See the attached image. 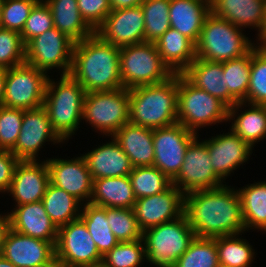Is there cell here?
Returning <instances> with one entry per match:
<instances>
[{
	"mask_svg": "<svg viewBox=\"0 0 266 267\" xmlns=\"http://www.w3.org/2000/svg\"><path fill=\"white\" fill-rule=\"evenodd\" d=\"M245 102L266 105V50L257 44L252 48L250 83Z\"/></svg>",
	"mask_w": 266,
	"mask_h": 267,
	"instance_id": "obj_40",
	"label": "cell"
},
{
	"mask_svg": "<svg viewBox=\"0 0 266 267\" xmlns=\"http://www.w3.org/2000/svg\"><path fill=\"white\" fill-rule=\"evenodd\" d=\"M69 75L86 93L123 88L120 48L103 41L96 33L75 43Z\"/></svg>",
	"mask_w": 266,
	"mask_h": 267,
	"instance_id": "obj_2",
	"label": "cell"
},
{
	"mask_svg": "<svg viewBox=\"0 0 266 267\" xmlns=\"http://www.w3.org/2000/svg\"><path fill=\"white\" fill-rule=\"evenodd\" d=\"M134 212L142 232L177 219L184 213V194L173 184L165 191L136 199Z\"/></svg>",
	"mask_w": 266,
	"mask_h": 267,
	"instance_id": "obj_17",
	"label": "cell"
},
{
	"mask_svg": "<svg viewBox=\"0 0 266 267\" xmlns=\"http://www.w3.org/2000/svg\"><path fill=\"white\" fill-rule=\"evenodd\" d=\"M145 42H155L170 28V0H143Z\"/></svg>",
	"mask_w": 266,
	"mask_h": 267,
	"instance_id": "obj_38",
	"label": "cell"
},
{
	"mask_svg": "<svg viewBox=\"0 0 266 267\" xmlns=\"http://www.w3.org/2000/svg\"><path fill=\"white\" fill-rule=\"evenodd\" d=\"M111 141L80 154L86 161L92 180L108 177L128 176L133 169L129 157L112 136Z\"/></svg>",
	"mask_w": 266,
	"mask_h": 267,
	"instance_id": "obj_24",
	"label": "cell"
},
{
	"mask_svg": "<svg viewBox=\"0 0 266 267\" xmlns=\"http://www.w3.org/2000/svg\"><path fill=\"white\" fill-rule=\"evenodd\" d=\"M184 213L195 237L217 238L244 232L240 195L228 184L184 195Z\"/></svg>",
	"mask_w": 266,
	"mask_h": 267,
	"instance_id": "obj_1",
	"label": "cell"
},
{
	"mask_svg": "<svg viewBox=\"0 0 266 267\" xmlns=\"http://www.w3.org/2000/svg\"><path fill=\"white\" fill-rule=\"evenodd\" d=\"M145 21L142 7L111 11L95 33L105 42L122 48L145 42Z\"/></svg>",
	"mask_w": 266,
	"mask_h": 267,
	"instance_id": "obj_16",
	"label": "cell"
},
{
	"mask_svg": "<svg viewBox=\"0 0 266 267\" xmlns=\"http://www.w3.org/2000/svg\"><path fill=\"white\" fill-rule=\"evenodd\" d=\"M14 207L9 212L11 229L56 245L58 228L46 213L42 201Z\"/></svg>",
	"mask_w": 266,
	"mask_h": 267,
	"instance_id": "obj_23",
	"label": "cell"
},
{
	"mask_svg": "<svg viewBox=\"0 0 266 267\" xmlns=\"http://www.w3.org/2000/svg\"><path fill=\"white\" fill-rule=\"evenodd\" d=\"M241 203L245 230L266 232V181H257L237 189ZM250 228V229H249ZM255 228V229H254Z\"/></svg>",
	"mask_w": 266,
	"mask_h": 267,
	"instance_id": "obj_32",
	"label": "cell"
},
{
	"mask_svg": "<svg viewBox=\"0 0 266 267\" xmlns=\"http://www.w3.org/2000/svg\"><path fill=\"white\" fill-rule=\"evenodd\" d=\"M0 267H17L15 264L10 262L9 260L5 259L1 254H0Z\"/></svg>",
	"mask_w": 266,
	"mask_h": 267,
	"instance_id": "obj_54",
	"label": "cell"
},
{
	"mask_svg": "<svg viewBox=\"0 0 266 267\" xmlns=\"http://www.w3.org/2000/svg\"><path fill=\"white\" fill-rule=\"evenodd\" d=\"M112 11L122 8H134L140 6L143 0H109Z\"/></svg>",
	"mask_w": 266,
	"mask_h": 267,
	"instance_id": "obj_49",
	"label": "cell"
},
{
	"mask_svg": "<svg viewBox=\"0 0 266 267\" xmlns=\"http://www.w3.org/2000/svg\"><path fill=\"white\" fill-rule=\"evenodd\" d=\"M242 109L244 111H241ZM227 122H232L229 129L253 149L255 144L266 139V105H246V102H237L229 107Z\"/></svg>",
	"mask_w": 266,
	"mask_h": 267,
	"instance_id": "obj_26",
	"label": "cell"
},
{
	"mask_svg": "<svg viewBox=\"0 0 266 267\" xmlns=\"http://www.w3.org/2000/svg\"><path fill=\"white\" fill-rule=\"evenodd\" d=\"M82 206L79 218L85 223L97 250L103 256L119 243L108 223L106 207L92 203H84Z\"/></svg>",
	"mask_w": 266,
	"mask_h": 267,
	"instance_id": "obj_34",
	"label": "cell"
},
{
	"mask_svg": "<svg viewBox=\"0 0 266 267\" xmlns=\"http://www.w3.org/2000/svg\"><path fill=\"white\" fill-rule=\"evenodd\" d=\"M58 79L56 81L49 75L43 107L53 131L63 142H67L80 128L86 92L70 75H60Z\"/></svg>",
	"mask_w": 266,
	"mask_h": 267,
	"instance_id": "obj_4",
	"label": "cell"
},
{
	"mask_svg": "<svg viewBox=\"0 0 266 267\" xmlns=\"http://www.w3.org/2000/svg\"><path fill=\"white\" fill-rule=\"evenodd\" d=\"M243 31L245 30L210 12L196 43V58L224 62L244 56L257 43Z\"/></svg>",
	"mask_w": 266,
	"mask_h": 267,
	"instance_id": "obj_5",
	"label": "cell"
},
{
	"mask_svg": "<svg viewBox=\"0 0 266 267\" xmlns=\"http://www.w3.org/2000/svg\"><path fill=\"white\" fill-rule=\"evenodd\" d=\"M243 233L216 238L220 267H251L256 252Z\"/></svg>",
	"mask_w": 266,
	"mask_h": 267,
	"instance_id": "obj_35",
	"label": "cell"
},
{
	"mask_svg": "<svg viewBox=\"0 0 266 267\" xmlns=\"http://www.w3.org/2000/svg\"><path fill=\"white\" fill-rule=\"evenodd\" d=\"M107 219L111 231L119 242L135 241L142 238L133 208L106 207Z\"/></svg>",
	"mask_w": 266,
	"mask_h": 267,
	"instance_id": "obj_42",
	"label": "cell"
},
{
	"mask_svg": "<svg viewBox=\"0 0 266 267\" xmlns=\"http://www.w3.org/2000/svg\"><path fill=\"white\" fill-rule=\"evenodd\" d=\"M49 182L50 173L46 159L19 160L7 193L15 201L14 206L38 202L42 200Z\"/></svg>",
	"mask_w": 266,
	"mask_h": 267,
	"instance_id": "obj_20",
	"label": "cell"
},
{
	"mask_svg": "<svg viewBox=\"0 0 266 267\" xmlns=\"http://www.w3.org/2000/svg\"><path fill=\"white\" fill-rule=\"evenodd\" d=\"M46 142L64 143L53 131L46 109L42 106L24 110L20 134L10 151L19 160H40L39 151Z\"/></svg>",
	"mask_w": 266,
	"mask_h": 267,
	"instance_id": "obj_15",
	"label": "cell"
},
{
	"mask_svg": "<svg viewBox=\"0 0 266 267\" xmlns=\"http://www.w3.org/2000/svg\"><path fill=\"white\" fill-rule=\"evenodd\" d=\"M207 144L209 157L215 174L226 184L225 180L234 174L241 165L249 161L253 148L231 129L203 140Z\"/></svg>",
	"mask_w": 266,
	"mask_h": 267,
	"instance_id": "obj_19",
	"label": "cell"
},
{
	"mask_svg": "<svg viewBox=\"0 0 266 267\" xmlns=\"http://www.w3.org/2000/svg\"><path fill=\"white\" fill-rule=\"evenodd\" d=\"M1 255L17 267H38L55 255V246L9 228Z\"/></svg>",
	"mask_w": 266,
	"mask_h": 267,
	"instance_id": "obj_21",
	"label": "cell"
},
{
	"mask_svg": "<svg viewBox=\"0 0 266 267\" xmlns=\"http://www.w3.org/2000/svg\"><path fill=\"white\" fill-rule=\"evenodd\" d=\"M102 262L107 267H140L146 262L143 239L129 242H119L102 256Z\"/></svg>",
	"mask_w": 266,
	"mask_h": 267,
	"instance_id": "obj_41",
	"label": "cell"
},
{
	"mask_svg": "<svg viewBox=\"0 0 266 267\" xmlns=\"http://www.w3.org/2000/svg\"><path fill=\"white\" fill-rule=\"evenodd\" d=\"M228 109L220 99L197 88L182 73H178L177 120L186 129L199 136V128L227 122Z\"/></svg>",
	"mask_w": 266,
	"mask_h": 267,
	"instance_id": "obj_6",
	"label": "cell"
},
{
	"mask_svg": "<svg viewBox=\"0 0 266 267\" xmlns=\"http://www.w3.org/2000/svg\"><path fill=\"white\" fill-rule=\"evenodd\" d=\"M210 12V0H170V27L196 45Z\"/></svg>",
	"mask_w": 266,
	"mask_h": 267,
	"instance_id": "obj_27",
	"label": "cell"
},
{
	"mask_svg": "<svg viewBox=\"0 0 266 267\" xmlns=\"http://www.w3.org/2000/svg\"><path fill=\"white\" fill-rule=\"evenodd\" d=\"M82 120L105 136H112L130 120L129 89L93 91L85 94Z\"/></svg>",
	"mask_w": 266,
	"mask_h": 267,
	"instance_id": "obj_9",
	"label": "cell"
},
{
	"mask_svg": "<svg viewBox=\"0 0 266 267\" xmlns=\"http://www.w3.org/2000/svg\"><path fill=\"white\" fill-rule=\"evenodd\" d=\"M48 77L45 72L26 63L8 68L3 106L22 110L42 107Z\"/></svg>",
	"mask_w": 266,
	"mask_h": 267,
	"instance_id": "obj_11",
	"label": "cell"
},
{
	"mask_svg": "<svg viewBox=\"0 0 266 267\" xmlns=\"http://www.w3.org/2000/svg\"><path fill=\"white\" fill-rule=\"evenodd\" d=\"M49 6L54 27L75 43L92 36L95 31L82 18L77 0H44Z\"/></svg>",
	"mask_w": 266,
	"mask_h": 267,
	"instance_id": "obj_31",
	"label": "cell"
},
{
	"mask_svg": "<svg viewBox=\"0 0 266 267\" xmlns=\"http://www.w3.org/2000/svg\"><path fill=\"white\" fill-rule=\"evenodd\" d=\"M252 49L244 56L222 62L228 92L238 101L245 102L250 83Z\"/></svg>",
	"mask_w": 266,
	"mask_h": 267,
	"instance_id": "obj_36",
	"label": "cell"
},
{
	"mask_svg": "<svg viewBox=\"0 0 266 267\" xmlns=\"http://www.w3.org/2000/svg\"><path fill=\"white\" fill-rule=\"evenodd\" d=\"M129 122L150 129L178 122V74L159 84L129 89Z\"/></svg>",
	"mask_w": 266,
	"mask_h": 267,
	"instance_id": "obj_3",
	"label": "cell"
},
{
	"mask_svg": "<svg viewBox=\"0 0 266 267\" xmlns=\"http://www.w3.org/2000/svg\"><path fill=\"white\" fill-rule=\"evenodd\" d=\"M55 254L67 267H80L102 262V255L80 218L58 228Z\"/></svg>",
	"mask_w": 266,
	"mask_h": 267,
	"instance_id": "obj_14",
	"label": "cell"
},
{
	"mask_svg": "<svg viewBox=\"0 0 266 267\" xmlns=\"http://www.w3.org/2000/svg\"><path fill=\"white\" fill-rule=\"evenodd\" d=\"M6 213L3 215L2 213L0 214V254L3 248V243H4L6 233L10 228L9 212H6Z\"/></svg>",
	"mask_w": 266,
	"mask_h": 267,
	"instance_id": "obj_50",
	"label": "cell"
},
{
	"mask_svg": "<svg viewBox=\"0 0 266 267\" xmlns=\"http://www.w3.org/2000/svg\"><path fill=\"white\" fill-rule=\"evenodd\" d=\"M120 73L126 89L159 84L174 75L162 61L154 42L120 48Z\"/></svg>",
	"mask_w": 266,
	"mask_h": 267,
	"instance_id": "obj_8",
	"label": "cell"
},
{
	"mask_svg": "<svg viewBox=\"0 0 266 267\" xmlns=\"http://www.w3.org/2000/svg\"><path fill=\"white\" fill-rule=\"evenodd\" d=\"M6 73L7 69L0 67V106H3Z\"/></svg>",
	"mask_w": 266,
	"mask_h": 267,
	"instance_id": "obj_52",
	"label": "cell"
},
{
	"mask_svg": "<svg viewBox=\"0 0 266 267\" xmlns=\"http://www.w3.org/2000/svg\"><path fill=\"white\" fill-rule=\"evenodd\" d=\"M175 267H220L216 238L195 237Z\"/></svg>",
	"mask_w": 266,
	"mask_h": 267,
	"instance_id": "obj_39",
	"label": "cell"
},
{
	"mask_svg": "<svg viewBox=\"0 0 266 267\" xmlns=\"http://www.w3.org/2000/svg\"><path fill=\"white\" fill-rule=\"evenodd\" d=\"M25 63V45L20 32L0 28V67L8 69Z\"/></svg>",
	"mask_w": 266,
	"mask_h": 267,
	"instance_id": "obj_44",
	"label": "cell"
},
{
	"mask_svg": "<svg viewBox=\"0 0 266 267\" xmlns=\"http://www.w3.org/2000/svg\"><path fill=\"white\" fill-rule=\"evenodd\" d=\"M198 139L197 135L188 145L181 170L172 181L184 195L225 185L213 170L207 144Z\"/></svg>",
	"mask_w": 266,
	"mask_h": 267,
	"instance_id": "obj_12",
	"label": "cell"
},
{
	"mask_svg": "<svg viewBox=\"0 0 266 267\" xmlns=\"http://www.w3.org/2000/svg\"><path fill=\"white\" fill-rule=\"evenodd\" d=\"M50 182L73 195L82 204L89 203L93 180L83 156L71 159L46 158Z\"/></svg>",
	"mask_w": 266,
	"mask_h": 267,
	"instance_id": "obj_18",
	"label": "cell"
},
{
	"mask_svg": "<svg viewBox=\"0 0 266 267\" xmlns=\"http://www.w3.org/2000/svg\"><path fill=\"white\" fill-rule=\"evenodd\" d=\"M41 201L46 213L57 228L80 217L82 203L51 182H49Z\"/></svg>",
	"mask_w": 266,
	"mask_h": 267,
	"instance_id": "obj_33",
	"label": "cell"
},
{
	"mask_svg": "<svg viewBox=\"0 0 266 267\" xmlns=\"http://www.w3.org/2000/svg\"><path fill=\"white\" fill-rule=\"evenodd\" d=\"M19 159L10 150L0 149V193L6 194Z\"/></svg>",
	"mask_w": 266,
	"mask_h": 267,
	"instance_id": "obj_48",
	"label": "cell"
},
{
	"mask_svg": "<svg viewBox=\"0 0 266 267\" xmlns=\"http://www.w3.org/2000/svg\"><path fill=\"white\" fill-rule=\"evenodd\" d=\"M54 27L52 12L44 0H40L33 8L22 30L21 39L26 45L31 39Z\"/></svg>",
	"mask_w": 266,
	"mask_h": 267,
	"instance_id": "obj_46",
	"label": "cell"
},
{
	"mask_svg": "<svg viewBox=\"0 0 266 267\" xmlns=\"http://www.w3.org/2000/svg\"><path fill=\"white\" fill-rule=\"evenodd\" d=\"M196 136L178 122L153 129V166L173 181L181 170L188 145Z\"/></svg>",
	"mask_w": 266,
	"mask_h": 267,
	"instance_id": "obj_13",
	"label": "cell"
},
{
	"mask_svg": "<svg viewBox=\"0 0 266 267\" xmlns=\"http://www.w3.org/2000/svg\"><path fill=\"white\" fill-rule=\"evenodd\" d=\"M154 43L162 61L174 74L182 73L196 59V45L171 27Z\"/></svg>",
	"mask_w": 266,
	"mask_h": 267,
	"instance_id": "obj_29",
	"label": "cell"
},
{
	"mask_svg": "<svg viewBox=\"0 0 266 267\" xmlns=\"http://www.w3.org/2000/svg\"><path fill=\"white\" fill-rule=\"evenodd\" d=\"M112 137L129 157L133 167L153 166V129L128 122Z\"/></svg>",
	"mask_w": 266,
	"mask_h": 267,
	"instance_id": "obj_28",
	"label": "cell"
},
{
	"mask_svg": "<svg viewBox=\"0 0 266 267\" xmlns=\"http://www.w3.org/2000/svg\"><path fill=\"white\" fill-rule=\"evenodd\" d=\"M210 11L243 30L258 29L256 41L266 30V1L264 0H210Z\"/></svg>",
	"mask_w": 266,
	"mask_h": 267,
	"instance_id": "obj_22",
	"label": "cell"
},
{
	"mask_svg": "<svg viewBox=\"0 0 266 267\" xmlns=\"http://www.w3.org/2000/svg\"><path fill=\"white\" fill-rule=\"evenodd\" d=\"M136 198L128 176L93 180L89 203L110 208H134Z\"/></svg>",
	"mask_w": 266,
	"mask_h": 267,
	"instance_id": "obj_30",
	"label": "cell"
},
{
	"mask_svg": "<svg viewBox=\"0 0 266 267\" xmlns=\"http://www.w3.org/2000/svg\"><path fill=\"white\" fill-rule=\"evenodd\" d=\"M74 44L72 39L53 27L25 45V63L46 74L57 68L60 75H69Z\"/></svg>",
	"mask_w": 266,
	"mask_h": 267,
	"instance_id": "obj_10",
	"label": "cell"
},
{
	"mask_svg": "<svg viewBox=\"0 0 266 267\" xmlns=\"http://www.w3.org/2000/svg\"><path fill=\"white\" fill-rule=\"evenodd\" d=\"M80 267H107V266L103 262H99L96 264L84 265V266H80Z\"/></svg>",
	"mask_w": 266,
	"mask_h": 267,
	"instance_id": "obj_55",
	"label": "cell"
},
{
	"mask_svg": "<svg viewBox=\"0 0 266 267\" xmlns=\"http://www.w3.org/2000/svg\"><path fill=\"white\" fill-rule=\"evenodd\" d=\"M1 3H2V0H0V12H1ZM0 28H1V25H0Z\"/></svg>",
	"mask_w": 266,
	"mask_h": 267,
	"instance_id": "obj_56",
	"label": "cell"
},
{
	"mask_svg": "<svg viewBox=\"0 0 266 267\" xmlns=\"http://www.w3.org/2000/svg\"><path fill=\"white\" fill-rule=\"evenodd\" d=\"M38 267H67L65 263L55 254L47 262L39 265Z\"/></svg>",
	"mask_w": 266,
	"mask_h": 267,
	"instance_id": "obj_51",
	"label": "cell"
},
{
	"mask_svg": "<svg viewBox=\"0 0 266 267\" xmlns=\"http://www.w3.org/2000/svg\"><path fill=\"white\" fill-rule=\"evenodd\" d=\"M194 238L185 213L175 220L147 229L142 234L146 262L156 267H175Z\"/></svg>",
	"mask_w": 266,
	"mask_h": 267,
	"instance_id": "obj_7",
	"label": "cell"
},
{
	"mask_svg": "<svg viewBox=\"0 0 266 267\" xmlns=\"http://www.w3.org/2000/svg\"><path fill=\"white\" fill-rule=\"evenodd\" d=\"M182 74L197 88L217 97L228 107L238 101L228 92L223 76L222 62L207 61L196 58Z\"/></svg>",
	"mask_w": 266,
	"mask_h": 267,
	"instance_id": "obj_25",
	"label": "cell"
},
{
	"mask_svg": "<svg viewBox=\"0 0 266 267\" xmlns=\"http://www.w3.org/2000/svg\"><path fill=\"white\" fill-rule=\"evenodd\" d=\"M24 110L0 106V149L11 150L21 131Z\"/></svg>",
	"mask_w": 266,
	"mask_h": 267,
	"instance_id": "obj_45",
	"label": "cell"
},
{
	"mask_svg": "<svg viewBox=\"0 0 266 267\" xmlns=\"http://www.w3.org/2000/svg\"><path fill=\"white\" fill-rule=\"evenodd\" d=\"M82 18L95 31L112 11L109 0H77Z\"/></svg>",
	"mask_w": 266,
	"mask_h": 267,
	"instance_id": "obj_47",
	"label": "cell"
},
{
	"mask_svg": "<svg viewBox=\"0 0 266 267\" xmlns=\"http://www.w3.org/2000/svg\"><path fill=\"white\" fill-rule=\"evenodd\" d=\"M257 45L262 49L266 50V30L262 34V36L256 41Z\"/></svg>",
	"mask_w": 266,
	"mask_h": 267,
	"instance_id": "obj_53",
	"label": "cell"
},
{
	"mask_svg": "<svg viewBox=\"0 0 266 267\" xmlns=\"http://www.w3.org/2000/svg\"><path fill=\"white\" fill-rule=\"evenodd\" d=\"M129 179L136 199L161 193L172 184L155 166L133 167Z\"/></svg>",
	"mask_w": 266,
	"mask_h": 267,
	"instance_id": "obj_37",
	"label": "cell"
},
{
	"mask_svg": "<svg viewBox=\"0 0 266 267\" xmlns=\"http://www.w3.org/2000/svg\"><path fill=\"white\" fill-rule=\"evenodd\" d=\"M40 0H2L0 25L3 29L22 32L32 8Z\"/></svg>",
	"mask_w": 266,
	"mask_h": 267,
	"instance_id": "obj_43",
	"label": "cell"
}]
</instances>
